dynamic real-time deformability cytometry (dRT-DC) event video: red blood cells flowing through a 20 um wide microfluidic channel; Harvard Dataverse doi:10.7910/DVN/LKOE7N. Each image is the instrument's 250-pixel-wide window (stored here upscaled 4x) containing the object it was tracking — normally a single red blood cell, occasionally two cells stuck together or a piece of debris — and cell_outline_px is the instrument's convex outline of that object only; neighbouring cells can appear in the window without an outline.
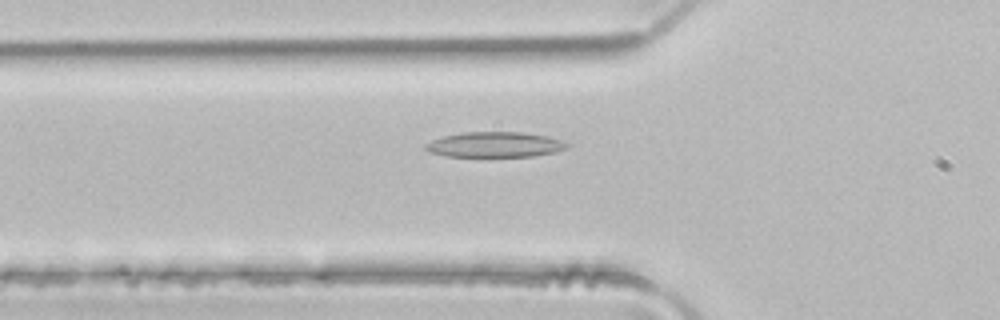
{"species": "common noctule bat (a hibernating species)", "species_latin": "Nyctalus noctula", "temperature_condition": "room temperature", "stored_images_in_passage": 49, "camera_frame_rate_fps": 3000, "um_per_image_px": 0.085, "animal": {"sex": "male", "body_mass_g": 21.5, "forearm_length_mm": 52.0}, "frame": {"image": 1, "passage_image": 17, "time_ms": 5.333, "image_size_px": [1000, 320], "cell_outline_px": [[568, 148], [556, 152], [532, 156], [484, 160], [444, 156], [432, 152], [424, 148], [424, 144], [432, 140], [444, 136], [464, 132], [524, 132], [548, 136], [560, 140], [568, 144]], "centroid_in_image_um": [42.03, 12.35], "position_along_channel_um": 83.8, "area_um2": 22.02}}
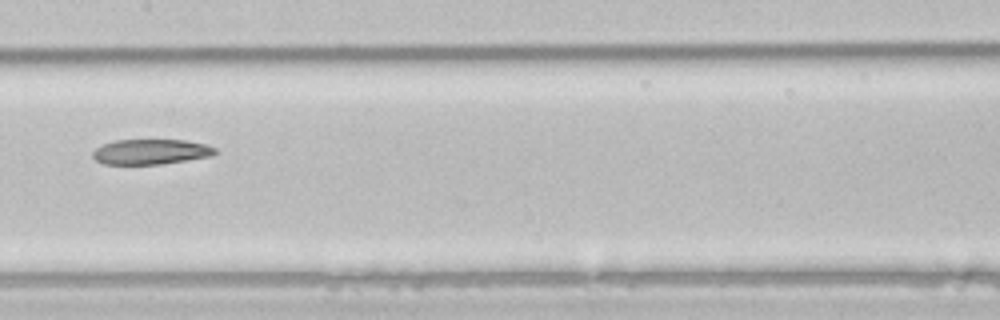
{"frame": {"image": 2, "passage_image": 25, "time_ms": 8.0, "image_size_px": [1000, 320], "cell_outline_px": [[216, 152], [212, 156], [160, 164], [104, 164], [96, 160], [92, 156], [92, 152], [96, 148], [104, 144], [116, 140], [184, 140], [204, 144], [216, 148]], "centroid_in_image_um": [12.81, 12.9], "position_along_channel_um": 194.6, "area_um2": 17.8}}
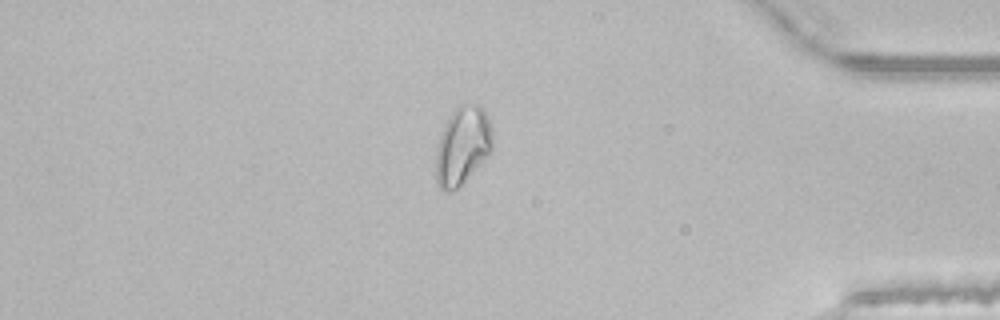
{"frame": {"image": 3, "passage_image": 42, "time_ms": 13.667, "image_size_px": [1000, 320], "cell_outline_px": [[492, 148], [488, 156], [456, 188], [448, 192], [444, 192], [440, 188], [436, 180], [436, 152], [440, 136], [444, 124], [448, 116], [460, 104], [476, 104], [484, 108], [492, 128]], "centroid_in_image_um": [39.31, 12.35], "position_along_channel_um": 395.9, "area_um2": 25.61}, "authors_computed_cell_mechanics": {"area_um2": 22.253, "velocity_mm_per_s": 4.1242, "shape_relaxation_time_tau1_ms": null, "shape_relaxation_time_tau2_ms": 5.0935, "deformation_change_tau1": null, "deformation_change_tau2": 0.1318}}